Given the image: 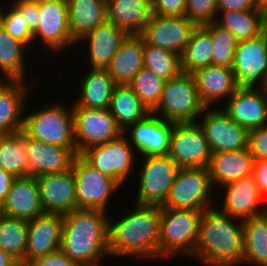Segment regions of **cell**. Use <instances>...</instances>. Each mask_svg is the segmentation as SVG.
<instances>
[{
    "label": "cell",
    "instance_id": "1",
    "mask_svg": "<svg viewBox=\"0 0 267 266\" xmlns=\"http://www.w3.org/2000/svg\"><path fill=\"white\" fill-rule=\"evenodd\" d=\"M133 208L116 221L108 218L110 257L158 259L162 207L135 203Z\"/></svg>",
    "mask_w": 267,
    "mask_h": 266
},
{
    "label": "cell",
    "instance_id": "2",
    "mask_svg": "<svg viewBox=\"0 0 267 266\" xmlns=\"http://www.w3.org/2000/svg\"><path fill=\"white\" fill-rule=\"evenodd\" d=\"M108 218L109 213L97 209L65 214L60 250L78 266H103V260L110 257Z\"/></svg>",
    "mask_w": 267,
    "mask_h": 266
},
{
    "label": "cell",
    "instance_id": "3",
    "mask_svg": "<svg viewBox=\"0 0 267 266\" xmlns=\"http://www.w3.org/2000/svg\"><path fill=\"white\" fill-rule=\"evenodd\" d=\"M243 247V221L223 213L218 206L203 211L192 259L203 266H239Z\"/></svg>",
    "mask_w": 267,
    "mask_h": 266
},
{
    "label": "cell",
    "instance_id": "4",
    "mask_svg": "<svg viewBox=\"0 0 267 266\" xmlns=\"http://www.w3.org/2000/svg\"><path fill=\"white\" fill-rule=\"evenodd\" d=\"M202 213L201 210L162 207L159 230V258L162 261L180 254L191 259Z\"/></svg>",
    "mask_w": 267,
    "mask_h": 266
},
{
    "label": "cell",
    "instance_id": "5",
    "mask_svg": "<svg viewBox=\"0 0 267 266\" xmlns=\"http://www.w3.org/2000/svg\"><path fill=\"white\" fill-rule=\"evenodd\" d=\"M205 108L194 77L182 72L165 81L159 104L152 112L166 121L184 123L197 122Z\"/></svg>",
    "mask_w": 267,
    "mask_h": 266
},
{
    "label": "cell",
    "instance_id": "6",
    "mask_svg": "<svg viewBox=\"0 0 267 266\" xmlns=\"http://www.w3.org/2000/svg\"><path fill=\"white\" fill-rule=\"evenodd\" d=\"M22 130L33 139L65 148H76L72 107H65L60 102L24 115Z\"/></svg>",
    "mask_w": 267,
    "mask_h": 266
},
{
    "label": "cell",
    "instance_id": "7",
    "mask_svg": "<svg viewBox=\"0 0 267 266\" xmlns=\"http://www.w3.org/2000/svg\"><path fill=\"white\" fill-rule=\"evenodd\" d=\"M208 167L179 168L167 199L161 207L205 211L211 204Z\"/></svg>",
    "mask_w": 267,
    "mask_h": 266
},
{
    "label": "cell",
    "instance_id": "8",
    "mask_svg": "<svg viewBox=\"0 0 267 266\" xmlns=\"http://www.w3.org/2000/svg\"><path fill=\"white\" fill-rule=\"evenodd\" d=\"M80 156L93 168L116 180L122 188L135 169L133 167L137 166L134 163L137 160V153L126 134L116 140L90 147Z\"/></svg>",
    "mask_w": 267,
    "mask_h": 266
},
{
    "label": "cell",
    "instance_id": "9",
    "mask_svg": "<svg viewBox=\"0 0 267 266\" xmlns=\"http://www.w3.org/2000/svg\"><path fill=\"white\" fill-rule=\"evenodd\" d=\"M72 171L76 181L77 209H97L108 213L109 199L116 196L122 186L93 168L80 155L74 158Z\"/></svg>",
    "mask_w": 267,
    "mask_h": 266
},
{
    "label": "cell",
    "instance_id": "10",
    "mask_svg": "<svg viewBox=\"0 0 267 266\" xmlns=\"http://www.w3.org/2000/svg\"><path fill=\"white\" fill-rule=\"evenodd\" d=\"M138 172L136 203L162 206L179 170L169 155L144 156ZM139 188V189H138Z\"/></svg>",
    "mask_w": 267,
    "mask_h": 266
},
{
    "label": "cell",
    "instance_id": "11",
    "mask_svg": "<svg viewBox=\"0 0 267 266\" xmlns=\"http://www.w3.org/2000/svg\"><path fill=\"white\" fill-rule=\"evenodd\" d=\"M72 111L78 155L90 147L116 140L124 134L109 109L72 106Z\"/></svg>",
    "mask_w": 267,
    "mask_h": 266
},
{
    "label": "cell",
    "instance_id": "12",
    "mask_svg": "<svg viewBox=\"0 0 267 266\" xmlns=\"http://www.w3.org/2000/svg\"><path fill=\"white\" fill-rule=\"evenodd\" d=\"M39 10L40 22L33 32L34 46L42 43L43 45L40 46H43V49H49L51 54L55 52L61 54L63 50L74 48L76 42L68 26L66 0H39Z\"/></svg>",
    "mask_w": 267,
    "mask_h": 266
},
{
    "label": "cell",
    "instance_id": "13",
    "mask_svg": "<svg viewBox=\"0 0 267 266\" xmlns=\"http://www.w3.org/2000/svg\"><path fill=\"white\" fill-rule=\"evenodd\" d=\"M220 107V108H219ZM206 107L197 120L212 154L247 147L248 131L233 120L222 108Z\"/></svg>",
    "mask_w": 267,
    "mask_h": 266
},
{
    "label": "cell",
    "instance_id": "14",
    "mask_svg": "<svg viewBox=\"0 0 267 266\" xmlns=\"http://www.w3.org/2000/svg\"><path fill=\"white\" fill-rule=\"evenodd\" d=\"M168 155L180 168L208 167L212 153L198 122L173 124Z\"/></svg>",
    "mask_w": 267,
    "mask_h": 266
},
{
    "label": "cell",
    "instance_id": "15",
    "mask_svg": "<svg viewBox=\"0 0 267 266\" xmlns=\"http://www.w3.org/2000/svg\"><path fill=\"white\" fill-rule=\"evenodd\" d=\"M231 68L240 87L267 84V30L259 36L237 42Z\"/></svg>",
    "mask_w": 267,
    "mask_h": 266
},
{
    "label": "cell",
    "instance_id": "16",
    "mask_svg": "<svg viewBox=\"0 0 267 266\" xmlns=\"http://www.w3.org/2000/svg\"><path fill=\"white\" fill-rule=\"evenodd\" d=\"M196 27L185 15L167 17L152 14L139 35L144 43L181 56Z\"/></svg>",
    "mask_w": 267,
    "mask_h": 266
},
{
    "label": "cell",
    "instance_id": "17",
    "mask_svg": "<svg viewBox=\"0 0 267 266\" xmlns=\"http://www.w3.org/2000/svg\"><path fill=\"white\" fill-rule=\"evenodd\" d=\"M173 124L150 112L142 120L130 125L123 133H128L126 136L130 140L129 143L138 156L168 155Z\"/></svg>",
    "mask_w": 267,
    "mask_h": 266
},
{
    "label": "cell",
    "instance_id": "18",
    "mask_svg": "<svg viewBox=\"0 0 267 266\" xmlns=\"http://www.w3.org/2000/svg\"><path fill=\"white\" fill-rule=\"evenodd\" d=\"M222 109L248 132L267 125L265 87H239Z\"/></svg>",
    "mask_w": 267,
    "mask_h": 266
},
{
    "label": "cell",
    "instance_id": "19",
    "mask_svg": "<svg viewBox=\"0 0 267 266\" xmlns=\"http://www.w3.org/2000/svg\"><path fill=\"white\" fill-rule=\"evenodd\" d=\"M36 179L44 213L65 215L77 209L72 168L61 173L37 176Z\"/></svg>",
    "mask_w": 267,
    "mask_h": 266
},
{
    "label": "cell",
    "instance_id": "20",
    "mask_svg": "<svg viewBox=\"0 0 267 266\" xmlns=\"http://www.w3.org/2000/svg\"><path fill=\"white\" fill-rule=\"evenodd\" d=\"M28 176L61 173L72 168L77 148H65L33 139L25 133Z\"/></svg>",
    "mask_w": 267,
    "mask_h": 266
},
{
    "label": "cell",
    "instance_id": "21",
    "mask_svg": "<svg viewBox=\"0 0 267 266\" xmlns=\"http://www.w3.org/2000/svg\"><path fill=\"white\" fill-rule=\"evenodd\" d=\"M64 215L44 213L28 221L25 264L60 250Z\"/></svg>",
    "mask_w": 267,
    "mask_h": 266
},
{
    "label": "cell",
    "instance_id": "22",
    "mask_svg": "<svg viewBox=\"0 0 267 266\" xmlns=\"http://www.w3.org/2000/svg\"><path fill=\"white\" fill-rule=\"evenodd\" d=\"M222 187L225 189L223 205L220 208L223 213L241 221L263 214V203L266 200L261 196L253 176L241 178Z\"/></svg>",
    "mask_w": 267,
    "mask_h": 266
},
{
    "label": "cell",
    "instance_id": "23",
    "mask_svg": "<svg viewBox=\"0 0 267 266\" xmlns=\"http://www.w3.org/2000/svg\"><path fill=\"white\" fill-rule=\"evenodd\" d=\"M201 101L206 107L217 106L226 101L240 87L231 67L212 65L197 69L192 73ZM216 104V105H215Z\"/></svg>",
    "mask_w": 267,
    "mask_h": 266
},
{
    "label": "cell",
    "instance_id": "24",
    "mask_svg": "<svg viewBox=\"0 0 267 266\" xmlns=\"http://www.w3.org/2000/svg\"><path fill=\"white\" fill-rule=\"evenodd\" d=\"M0 214L27 221L44 214L36 177L29 175L14 179L0 206Z\"/></svg>",
    "mask_w": 267,
    "mask_h": 266
},
{
    "label": "cell",
    "instance_id": "25",
    "mask_svg": "<svg viewBox=\"0 0 267 266\" xmlns=\"http://www.w3.org/2000/svg\"><path fill=\"white\" fill-rule=\"evenodd\" d=\"M29 83L0 80V135L17 133L23 129L24 115L28 113L24 110L25 101L35 81Z\"/></svg>",
    "mask_w": 267,
    "mask_h": 266
},
{
    "label": "cell",
    "instance_id": "26",
    "mask_svg": "<svg viewBox=\"0 0 267 266\" xmlns=\"http://www.w3.org/2000/svg\"><path fill=\"white\" fill-rule=\"evenodd\" d=\"M127 35L124 30L106 20L80 38L76 44L87 43L85 46H88L87 53L90 68L107 69L118 47Z\"/></svg>",
    "mask_w": 267,
    "mask_h": 266
},
{
    "label": "cell",
    "instance_id": "27",
    "mask_svg": "<svg viewBox=\"0 0 267 266\" xmlns=\"http://www.w3.org/2000/svg\"><path fill=\"white\" fill-rule=\"evenodd\" d=\"M254 162L255 159L248 147L212 154L208 165L212 187H222L241 178L252 176Z\"/></svg>",
    "mask_w": 267,
    "mask_h": 266
},
{
    "label": "cell",
    "instance_id": "28",
    "mask_svg": "<svg viewBox=\"0 0 267 266\" xmlns=\"http://www.w3.org/2000/svg\"><path fill=\"white\" fill-rule=\"evenodd\" d=\"M144 41L140 35H127L114 54L107 71L116 85H129L144 67Z\"/></svg>",
    "mask_w": 267,
    "mask_h": 266
},
{
    "label": "cell",
    "instance_id": "29",
    "mask_svg": "<svg viewBox=\"0 0 267 266\" xmlns=\"http://www.w3.org/2000/svg\"><path fill=\"white\" fill-rule=\"evenodd\" d=\"M80 80L78 97L72 106L92 109H109L116 84L107 69L89 68Z\"/></svg>",
    "mask_w": 267,
    "mask_h": 266
},
{
    "label": "cell",
    "instance_id": "30",
    "mask_svg": "<svg viewBox=\"0 0 267 266\" xmlns=\"http://www.w3.org/2000/svg\"><path fill=\"white\" fill-rule=\"evenodd\" d=\"M107 20L127 34L139 35L152 16L151 5L143 0H106Z\"/></svg>",
    "mask_w": 267,
    "mask_h": 266
},
{
    "label": "cell",
    "instance_id": "31",
    "mask_svg": "<svg viewBox=\"0 0 267 266\" xmlns=\"http://www.w3.org/2000/svg\"><path fill=\"white\" fill-rule=\"evenodd\" d=\"M68 26L77 41L107 20L106 0H66Z\"/></svg>",
    "mask_w": 267,
    "mask_h": 266
},
{
    "label": "cell",
    "instance_id": "32",
    "mask_svg": "<svg viewBox=\"0 0 267 266\" xmlns=\"http://www.w3.org/2000/svg\"><path fill=\"white\" fill-rule=\"evenodd\" d=\"M28 47L14 38L0 25V80L25 81L28 63L25 62ZM26 66V67H25ZM3 74V75H2ZM27 78V81H26Z\"/></svg>",
    "mask_w": 267,
    "mask_h": 266
},
{
    "label": "cell",
    "instance_id": "33",
    "mask_svg": "<svg viewBox=\"0 0 267 266\" xmlns=\"http://www.w3.org/2000/svg\"><path fill=\"white\" fill-rule=\"evenodd\" d=\"M221 13V14H220ZM216 22L243 41L255 38L267 30V13L261 8L246 11L219 12Z\"/></svg>",
    "mask_w": 267,
    "mask_h": 266
},
{
    "label": "cell",
    "instance_id": "34",
    "mask_svg": "<svg viewBox=\"0 0 267 266\" xmlns=\"http://www.w3.org/2000/svg\"><path fill=\"white\" fill-rule=\"evenodd\" d=\"M109 111L123 131L150 113L129 85H116Z\"/></svg>",
    "mask_w": 267,
    "mask_h": 266
},
{
    "label": "cell",
    "instance_id": "35",
    "mask_svg": "<svg viewBox=\"0 0 267 266\" xmlns=\"http://www.w3.org/2000/svg\"><path fill=\"white\" fill-rule=\"evenodd\" d=\"M244 247L241 264L267 266V218L264 214L243 221Z\"/></svg>",
    "mask_w": 267,
    "mask_h": 266
},
{
    "label": "cell",
    "instance_id": "36",
    "mask_svg": "<svg viewBox=\"0 0 267 266\" xmlns=\"http://www.w3.org/2000/svg\"><path fill=\"white\" fill-rule=\"evenodd\" d=\"M213 42L210 33L203 27H196L181 55L183 73L192 74L200 68L213 65Z\"/></svg>",
    "mask_w": 267,
    "mask_h": 266
},
{
    "label": "cell",
    "instance_id": "37",
    "mask_svg": "<svg viewBox=\"0 0 267 266\" xmlns=\"http://www.w3.org/2000/svg\"><path fill=\"white\" fill-rule=\"evenodd\" d=\"M0 168L14 177L28 176L25 132L0 135Z\"/></svg>",
    "mask_w": 267,
    "mask_h": 266
},
{
    "label": "cell",
    "instance_id": "38",
    "mask_svg": "<svg viewBox=\"0 0 267 266\" xmlns=\"http://www.w3.org/2000/svg\"><path fill=\"white\" fill-rule=\"evenodd\" d=\"M28 221L0 214V249L25 265Z\"/></svg>",
    "mask_w": 267,
    "mask_h": 266
},
{
    "label": "cell",
    "instance_id": "39",
    "mask_svg": "<svg viewBox=\"0 0 267 266\" xmlns=\"http://www.w3.org/2000/svg\"><path fill=\"white\" fill-rule=\"evenodd\" d=\"M144 68L164 80L179 76L183 71L181 56L169 50L144 43Z\"/></svg>",
    "mask_w": 267,
    "mask_h": 266
},
{
    "label": "cell",
    "instance_id": "40",
    "mask_svg": "<svg viewBox=\"0 0 267 266\" xmlns=\"http://www.w3.org/2000/svg\"><path fill=\"white\" fill-rule=\"evenodd\" d=\"M165 81L143 67L135 75L129 86L134 90L145 107L152 112L159 104Z\"/></svg>",
    "mask_w": 267,
    "mask_h": 266
},
{
    "label": "cell",
    "instance_id": "41",
    "mask_svg": "<svg viewBox=\"0 0 267 266\" xmlns=\"http://www.w3.org/2000/svg\"><path fill=\"white\" fill-rule=\"evenodd\" d=\"M211 35L214 53L213 65L231 67L237 46L235 36L216 21L203 26Z\"/></svg>",
    "mask_w": 267,
    "mask_h": 266
},
{
    "label": "cell",
    "instance_id": "42",
    "mask_svg": "<svg viewBox=\"0 0 267 266\" xmlns=\"http://www.w3.org/2000/svg\"><path fill=\"white\" fill-rule=\"evenodd\" d=\"M0 5V25L10 33L14 38L25 44L31 50V45L34 46L33 32L29 29L27 21L21 14L12 6L9 5L5 12L4 7ZM11 8V9H10Z\"/></svg>",
    "mask_w": 267,
    "mask_h": 266
},
{
    "label": "cell",
    "instance_id": "43",
    "mask_svg": "<svg viewBox=\"0 0 267 266\" xmlns=\"http://www.w3.org/2000/svg\"><path fill=\"white\" fill-rule=\"evenodd\" d=\"M217 15V0H186L185 16L197 27L216 21Z\"/></svg>",
    "mask_w": 267,
    "mask_h": 266
},
{
    "label": "cell",
    "instance_id": "44",
    "mask_svg": "<svg viewBox=\"0 0 267 266\" xmlns=\"http://www.w3.org/2000/svg\"><path fill=\"white\" fill-rule=\"evenodd\" d=\"M247 147L255 161L267 159V125L248 132Z\"/></svg>",
    "mask_w": 267,
    "mask_h": 266
},
{
    "label": "cell",
    "instance_id": "45",
    "mask_svg": "<svg viewBox=\"0 0 267 266\" xmlns=\"http://www.w3.org/2000/svg\"><path fill=\"white\" fill-rule=\"evenodd\" d=\"M11 5L21 14L29 29L34 32L40 22L39 0H15Z\"/></svg>",
    "mask_w": 267,
    "mask_h": 266
},
{
    "label": "cell",
    "instance_id": "46",
    "mask_svg": "<svg viewBox=\"0 0 267 266\" xmlns=\"http://www.w3.org/2000/svg\"><path fill=\"white\" fill-rule=\"evenodd\" d=\"M186 0H153L151 11L158 16H184Z\"/></svg>",
    "mask_w": 267,
    "mask_h": 266
},
{
    "label": "cell",
    "instance_id": "47",
    "mask_svg": "<svg viewBox=\"0 0 267 266\" xmlns=\"http://www.w3.org/2000/svg\"><path fill=\"white\" fill-rule=\"evenodd\" d=\"M24 266H78L71 261L61 250L48 254L42 258L32 260Z\"/></svg>",
    "mask_w": 267,
    "mask_h": 266
},
{
    "label": "cell",
    "instance_id": "48",
    "mask_svg": "<svg viewBox=\"0 0 267 266\" xmlns=\"http://www.w3.org/2000/svg\"><path fill=\"white\" fill-rule=\"evenodd\" d=\"M260 8L257 0H217V11H246Z\"/></svg>",
    "mask_w": 267,
    "mask_h": 266
},
{
    "label": "cell",
    "instance_id": "49",
    "mask_svg": "<svg viewBox=\"0 0 267 266\" xmlns=\"http://www.w3.org/2000/svg\"><path fill=\"white\" fill-rule=\"evenodd\" d=\"M252 176L261 196L267 200V159L254 162Z\"/></svg>",
    "mask_w": 267,
    "mask_h": 266
},
{
    "label": "cell",
    "instance_id": "50",
    "mask_svg": "<svg viewBox=\"0 0 267 266\" xmlns=\"http://www.w3.org/2000/svg\"><path fill=\"white\" fill-rule=\"evenodd\" d=\"M16 177L0 168V206L5 201L10 187Z\"/></svg>",
    "mask_w": 267,
    "mask_h": 266
},
{
    "label": "cell",
    "instance_id": "51",
    "mask_svg": "<svg viewBox=\"0 0 267 266\" xmlns=\"http://www.w3.org/2000/svg\"><path fill=\"white\" fill-rule=\"evenodd\" d=\"M0 266H20L9 254L0 249Z\"/></svg>",
    "mask_w": 267,
    "mask_h": 266
},
{
    "label": "cell",
    "instance_id": "52",
    "mask_svg": "<svg viewBox=\"0 0 267 266\" xmlns=\"http://www.w3.org/2000/svg\"><path fill=\"white\" fill-rule=\"evenodd\" d=\"M260 8L267 13V0H257Z\"/></svg>",
    "mask_w": 267,
    "mask_h": 266
},
{
    "label": "cell",
    "instance_id": "53",
    "mask_svg": "<svg viewBox=\"0 0 267 266\" xmlns=\"http://www.w3.org/2000/svg\"><path fill=\"white\" fill-rule=\"evenodd\" d=\"M265 206H264V211H263V214L264 216L267 218V200L265 201Z\"/></svg>",
    "mask_w": 267,
    "mask_h": 266
},
{
    "label": "cell",
    "instance_id": "54",
    "mask_svg": "<svg viewBox=\"0 0 267 266\" xmlns=\"http://www.w3.org/2000/svg\"><path fill=\"white\" fill-rule=\"evenodd\" d=\"M143 1L148 2L150 5H152L153 3V0H143Z\"/></svg>",
    "mask_w": 267,
    "mask_h": 266
}]
</instances>
